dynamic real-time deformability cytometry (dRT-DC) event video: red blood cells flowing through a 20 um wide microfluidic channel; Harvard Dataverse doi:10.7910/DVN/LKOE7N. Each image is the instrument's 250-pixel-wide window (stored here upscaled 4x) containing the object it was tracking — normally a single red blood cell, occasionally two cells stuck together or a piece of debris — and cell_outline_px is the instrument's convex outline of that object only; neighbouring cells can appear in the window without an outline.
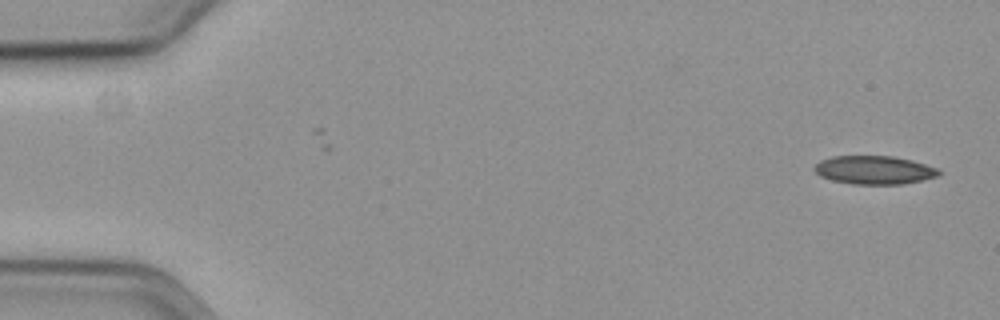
{"species": "common noctule bat (a hibernating species)", "species_latin": "Nyctalus noctula", "temperature_condition": "cold", "stored_images_in_passage": 16, "camera_frame_rate_fps": 3000, "um_per_image_px": 0.085, "animal": {"sex": "female", "body_mass_g": 19.3, "forearm_length_mm": 54.1}, "frame": {"image": 1, "passage_image": 1, "time_ms": 0.0, "image_size_px": [1000, 320], "cell_outline_px": [[940, 172], [936, 176], [904, 184], [852, 184], [832, 180], [820, 176], [812, 168], [820, 160], [832, 156], [892, 156], [912, 160], [936, 168]], "centroid_in_image_um": [74.25, 14.44], "position_along_channel_um": 10.7, "area_um2": 20.46}}
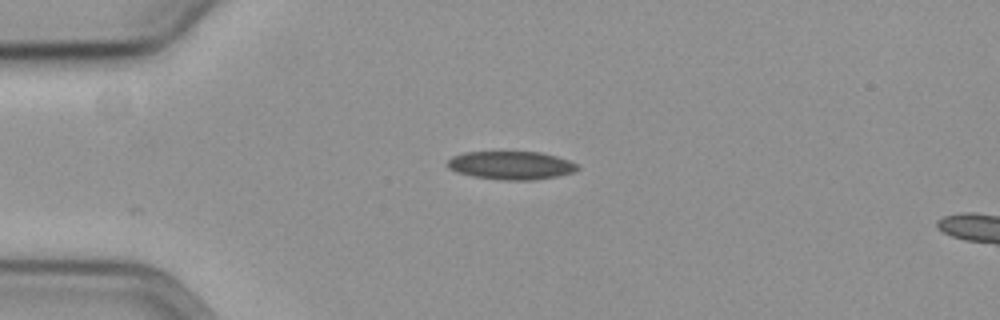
{"frame": {"image": 2, "passage_image": 13, "time_ms": 4.0, "image_size_px": [1000, 320], "cell_outline_px": [[580, 168], [572, 172], [556, 176], [532, 180], [504, 180], [472, 176], [456, 172], [448, 168], [448, 160], [452, 156], [464, 152], [540, 152], [556, 156], [568, 160], [576, 164]], "centroid_in_image_um": [43.41, 14.05], "position_along_channel_um": 41.6, "area_um2": 21.27}}